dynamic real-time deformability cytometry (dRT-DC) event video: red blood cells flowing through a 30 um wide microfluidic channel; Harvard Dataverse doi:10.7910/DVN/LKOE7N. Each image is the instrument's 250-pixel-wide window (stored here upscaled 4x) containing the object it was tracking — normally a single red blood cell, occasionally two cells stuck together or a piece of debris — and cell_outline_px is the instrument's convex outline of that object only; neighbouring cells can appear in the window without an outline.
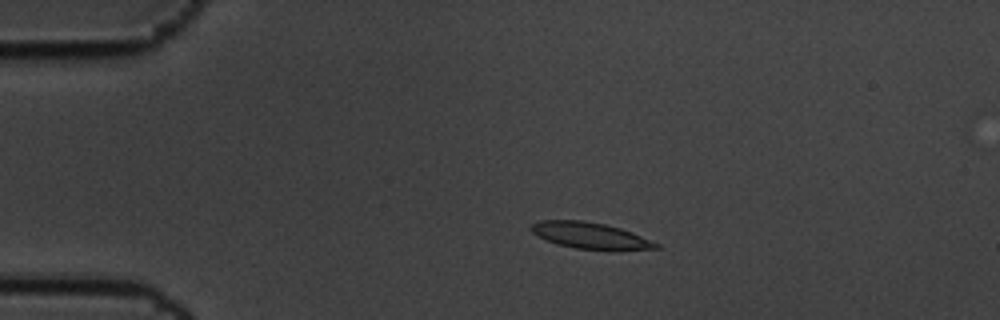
{"species": "common noctule bat (a hibernating species)", "species_latin": "Nyctalus noctula", "temperature_condition": "cold", "stored_images_in_passage": 5, "camera_frame_rate_fps": 3000, "um_per_image_px": 0.085, "animal": {"sex": "male", "body_mass_g": 19.5, "forearm_length_mm": 54.6}, "frame": {"image": 1, "passage_image": 4, "time_ms": 1.0, "image_size_px": [1000, 320], "cell_outline_px": [[660, 248], [608, 252], [576, 248], [556, 244], [532, 232], [528, 228], [532, 224], [540, 220], [584, 220], [604, 224], [620, 228], [632, 232], [660, 244]], "centroid_in_image_um": [50.23, 20.05], "position_along_channel_um": 34.8, "area_um2": 19.59}}